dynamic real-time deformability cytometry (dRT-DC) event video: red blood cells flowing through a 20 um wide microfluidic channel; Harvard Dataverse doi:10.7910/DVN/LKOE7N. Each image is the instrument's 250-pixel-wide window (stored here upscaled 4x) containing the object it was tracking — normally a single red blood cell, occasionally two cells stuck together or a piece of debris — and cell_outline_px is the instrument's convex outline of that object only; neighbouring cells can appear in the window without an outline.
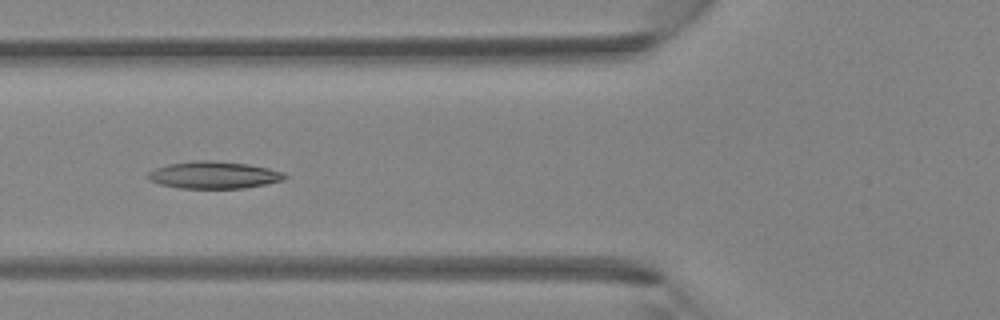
{"species": "Egyptian fruit bat (a non-hibernating species)", "species_latin": "Rousettus aegyptiacus", "temperature_condition": "room temperature", "stored_images_in_passage": 5, "camera_frame_rate_fps": 3000, "um_per_image_px": 0.085, "animal": {"sex": "female"}, "frame": {"image": 1, "passage_image": 5, "time_ms": 1.333, "image_size_px": [1000, 320], "cell_outline_px": [[288, 176], [284, 180], [244, 188], [180, 188], [160, 184], [148, 180], [148, 172], [156, 168], [168, 164], [196, 160], [212, 160], [248, 164], [268, 168], [284, 172]], "centroid_in_image_um": [18.18, 14.87], "position_along_channel_um": 107.6, "area_um2": 21.62}}